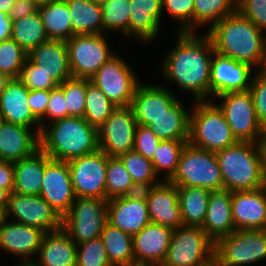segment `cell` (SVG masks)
<instances>
[{"mask_svg":"<svg viewBox=\"0 0 266 266\" xmlns=\"http://www.w3.org/2000/svg\"><path fill=\"white\" fill-rule=\"evenodd\" d=\"M266 259L265 230H235L215 242L217 266H244Z\"/></svg>","mask_w":266,"mask_h":266,"instance_id":"obj_9","label":"cell"},{"mask_svg":"<svg viewBox=\"0 0 266 266\" xmlns=\"http://www.w3.org/2000/svg\"><path fill=\"white\" fill-rule=\"evenodd\" d=\"M124 164L125 169L130 173L133 182L140 189H146L158 185L152 161L144 158L141 154L132 150L118 157ZM156 179V181H155Z\"/></svg>","mask_w":266,"mask_h":266,"instance_id":"obj_41","label":"cell"},{"mask_svg":"<svg viewBox=\"0 0 266 266\" xmlns=\"http://www.w3.org/2000/svg\"><path fill=\"white\" fill-rule=\"evenodd\" d=\"M89 81L90 79L72 77L59 85L66 100L67 117H84L86 86Z\"/></svg>","mask_w":266,"mask_h":266,"instance_id":"obj_44","label":"cell"},{"mask_svg":"<svg viewBox=\"0 0 266 266\" xmlns=\"http://www.w3.org/2000/svg\"><path fill=\"white\" fill-rule=\"evenodd\" d=\"M255 73L249 91L260 126L266 129V73L260 70Z\"/></svg>","mask_w":266,"mask_h":266,"instance_id":"obj_48","label":"cell"},{"mask_svg":"<svg viewBox=\"0 0 266 266\" xmlns=\"http://www.w3.org/2000/svg\"><path fill=\"white\" fill-rule=\"evenodd\" d=\"M160 141L161 140L150 131L148 126L137 124L134 151L141 154L144 158L151 160Z\"/></svg>","mask_w":266,"mask_h":266,"instance_id":"obj_50","label":"cell"},{"mask_svg":"<svg viewBox=\"0 0 266 266\" xmlns=\"http://www.w3.org/2000/svg\"><path fill=\"white\" fill-rule=\"evenodd\" d=\"M40 149L51 159L69 161L99 149L98 130L84 118L66 117L44 125Z\"/></svg>","mask_w":266,"mask_h":266,"instance_id":"obj_3","label":"cell"},{"mask_svg":"<svg viewBox=\"0 0 266 266\" xmlns=\"http://www.w3.org/2000/svg\"><path fill=\"white\" fill-rule=\"evenodd\" d=\"M161 85L139 83L137 86L129 106L137 124L149 126L178 100L170 88Z\"/></svg>","mask_w":266,"mask_h":266,"instance_id":"obj_20","label":"cell"},{"mask_svg":"<svg viewBox=\"0 0 266 266\" xmlns=\"http://www.w3.org/2000/svg\"><path fill=\"white\" fill-rule=\"evenodd\" d=\"M190 110L178 99L164 115L154 119L148 127L161 141L189 140Z\"/></svg>","mask_w":266,"mask_h":266,"instance_id":"obj_31","label":"cell"},{"mask_svg":"<svg viewBox=\"0 0 266 266\" xmlns=\"http://www.w3.org/2000/svg\"><path fill=\"white\" fill-rule=\"evenodd\" d=\"M164 8L181 24L179 32H194V0H162Z\"/></svg>","mask_w":266,"mask_h":266,"instance_id":"obj_46","label":"cell"},{"mask_svg":"<svg viewBox=\"0 0 266 266\" xmlns=\"http://www.w3.org/2000/svg\"><path fill=\"white\" fill-rule=\"evenodd\" d=\"M12 34V20L4 13L0 12V42L10 39Z\"/></svg>","mask_w":266,"mask_h":266,"instance_id":"obj_55","label":"cell"},{"mask_svg":"<svg viewBox=\"0 0 266 266\" xmlns=\"http://www.w3.org/2000/svg\"><path fill=\"white\" fill-rule=\"evenodd\" d=\"M29 89L19 78H11L0 95V116L2 121L33 127L40 134V121L29 107Z\"/></svg>","mask_w":266,"mask_h":266,"instance_id":"obj_24","label":"cell"},{"mask_svg":"<svg viewBox=\"0 0 266 266\" xmlns=\"http://www.w3.org/2000/svg\"><path fill=\"white\" fill-rule=\"evenodd\" d=\"M137 122L130 107H116L98 130L99 149L109 157H119L134 149Z\"/></svg>","mask_w":266,"mask_h":266,"instance_id":"obj_15","label":"cell"},{"mask_svg":"<svg viewBox=\"0 0 266 266\" xmlns=\"http://www.w3.org/2000/svg\"><path fill=\"white\" fill-rule=\"evenodd\" d=\"M141 190L118 157H109L106 171V199L132 195Z\"/></svg>","mask_w":266,"mask_h":266,"instance_id":"obj_37","label":"cell"},{"mask_svg":"<svg viewBox=\"0 0 266 266\" xmlns=\"http://www.w3.org/2000/svg\"><path fill=\"white\" fill-rule=\"evenodd\" d=\"M116 106L91 81L86 86L84 119L99 130L110 117Z\"/></svg>","mask_w":266,"mask_h":266,"instance_id":"obj_38","label":"cell"},{"mask_svg":"<svg viewBox=\"0 0 266 266\" xmlns=\"http://www.w3.org/2000/svg\"><path fill=\"white\" fill-rule=\"evenodd\" d=\"M35 266H76L77 245L61 228L45 233Z\"/></svg>","mask_w":266,"mask_h":266,"instance_id":"obj_29","label":"cell"},{"mask_svg":"<svg viewBox=\"0 0 266 266\" xmlns=\"http://www.w3.org/2000/svg\"><path fill=\"white\" fill-rule=\"evenodd\" d=\"M176 186L200 187L211 191L223 189L222 174L215 152L187 143L178 167L169 180Z\"/></svg>","mask_w":266,"mask_h":266,"instance_id":"obj_6","label":"cell"},{"mask_svg":"<svg viewBox=\"0 0 266 266\" xmlns=\"http://www.w3.org/2000/svg\"><path fill=\"white\" fill-rule=\"evenodd\" d=\"M19 79L29 90H51L58 84L48 74L40 70L29 58L23 66Z\"/></svg>","mask_w":266,"mask_h":266,"instance_id":"obj_47","label":"cell"},{"mask_svg":"<svg viewBox=\"0 0 266 266\" xmlns=\"http://www.w3.org/2000/svg\"><path fill=\"white\" fill-rule=\"evenodd\" d=\"M28 53L12 38L0 42V72L19 78Z\"/></svg>","mask_w":266,"mask_h":266,"instance_id":"obj_43","label":"cell"},{"mask_svg":"<svg viewBox=\"0 0 266 266\" xmlns=\"http://www.w3.org/2000/svg\"><path fill=\"white\" fill-rule=\"evenodd\" d=\"M38 11L39 7L32 0H15V4L9 9L7 15L15 21Z\"/></svg>","mask_w":266,"mask_h":266,"instance_id":"obj_53","label":"cell"},{"mask_svg":"<svg viewBox=\"0 0 266 266\" xmlns=\"http://www.w3.org/2000/svg\"><path fill=\"white\" fill-rule=\"evenodd\" d=\"M16 266H35L33 263H17V265Z\"/></svg>","mask_w":266,"mask_h":266,"instance_id":"obj_64","label":"cell"},{"mask_svg":"<svg viewBox=\"0 0 266 266\" xmlns=\"http://www.w3.org/2000/svg\"><path fill=\"white\" fill-rule=\"evenodd\" d=\"M215 154L222 174L223 189L236 192L266 186L258 143L238 141Z\"/></svg>","mask_w":266,"mask_h":266,"instance_id":"obj_4","label":"cell"},{"mask_svg":"<svg viewBox=\"0 0 266 266\" xmlns=\"http://www.w3.org/2000/svg\"><path fill=\"white\" fill-rule=\"evenodd\" d=\"M51 158L38 149L33 155L15 161L13 192L36 196L40 194L46 164Z\"/></svg>","mask_w":266,"mask_h":266,"instance_id":"obj_30","label":"cell"},{"mask_svg":"<svg viewBox=\"0 0 266 266\" xmlns=\"http://www.w3.org/2000/svg\"><path fill=\"white\" fill-rule=\"evenodd\" d=\"M177 190L183 225L202 226L211 190L190 186H177Z\"/></svg>","mask_w":266,"mask_h":266,"instance_id":"obj_33","label":"cell"},{"mask_svg":"<svg viewBox=\"0 0 266 266\" xmlns=\"http://www.w3.org/2000/svg\"><path fill=\"white\" fill-rule=\"evenodd\" d=\"M205 33L218 53L261 70L266 36L238 10L209 27Z\"/></svg>","mask_w":266,"mask_h":266,"instance_id":"obj_2","label":"cell"},{"mask_svg":"<svg viewBox=\"0 0 266 266\" xmlns=\"http://www.w3.org/2000/svg\"><path fill=\"white\" fill-rule=\"evenodd\" d=\"M9 200V193L3 189L0 188V206L6 207Z\"/></svg>","mask_w":266,"mask_h":266,"instance_id":"obj_58","label":"cell"},{"mask_svg":"<svg viewBox=\"0 0 266 266\" xmlns=\"http://www.w3.org/2000/svg\"><path fill=\"white\" fill-rule=\"evenodd\" d=\"M141 192L145 195L152 223L173 230L183 226L176 185L161 180L158 185L143 189Z\"/></svg>","mask_w":266,"mask_h":266,"instance_id":"obj_18","label":"cell"},{"mask_svg":"<svg viewBox=\"0 0 266 266\" xmlns=\"http://www.w3.org/2000/svg\"><path fill=\"white\" fill-rule=\"evenodd\" d=\"M6 207H1L0 206V227L6 220Z\"/></svg>","mask_w":266,"mask_h":266,"instance_id":"obj_60","label":"cell"},{"mask_svg":"<svg viewBox=\"0 0 266 266\" xmlns=\"http://www.w3.org/2000/svg\"><path fill=\"white\" fill-rule=\"evenodd\" d=\"M36 227L45 233L62 228V217L39 195L30 196L12 192L6 206V218Z\"/></svg>","mask_w":266,"mask_h":266,"instance_id":"obj_14","label":"cell"},{"mask_svg":"<svg viewBox=\"0 0 266 266\" xmlns=\"http://www.w3.org/2000/svg\"><path fill=\"white\" fill-rule=\"evenodd\" d=\"M74 35L102 34V7L91 0H66Z\"/></svg>","mask_w":266,"mask_h":266,"instance_id":"obj_32","label":"cell"},{"mask_svg":"<svg viewBox=\"0 0 266 266\" xmlns=\"http://www.w3.org/2000/svg\"><path fill=\"white\" fill-rule=\"evenodd\" d=\"M15 4V0H0V12L8 14L9 9Z\"/></svg>","mask_w":266,"mask_h":266,"instance_id":"obj_57","label":"cell"},{"mask_svg":"<svg viewBox=\"0 0 266 266\" xmlns=\"http://www.w3.org/2000/svg\"><path fill=\"white\" fill-rule=\"evenodd\" d=\"M188 141L165 140L160 141L151 159L157 176L165 171L162 181H169L175 174L181 153Z\"/></svg>","mask_w":266,"mask_h":266,"instance_id":"obj_39","label":"cell"},{"mask_svg":"<svg viewBox=\"0 0 266 266\" xmlns=\"http://www.w3.org/2000/svg\"><path fill=\"white\" fill-rule=\"evenodd\" d=\"M40 149L39 133L19 124L0 123V160L18 161Z\"/></svg>","mask_w":266,"mask_h":266,"instance_id":"obj_25","label":"cell"},{"mask_svg":"<svg viewBox=\"0 0 266 266\" xmlns=\"http://www.w3.org/2000/svg\"><path fill=\"white\" fill-rule=\"evenodd\" d=\"M193 102L195 105L190 111V145L217 152L238 142L218 104L213 100Z\"/></svg>","mask_w":266,"mask_h":266,"instance_id":"obj_5","label":"cell"},{"mask_svg":"<svg viewBox=\"0 0 266 266\" xmlns=\"http://www.w3.org/2000/svg\"><path fill=\"white\" fill-rule=\"evenodd\" d=\"M92 2H94L97 5H103L104 3H106L108 0H91Z\"/></svg>","mask_w":266,"mask_h":266,"instance_id":"obj_63","label":"cell"},{"mask_svg":"<svg viewBox=\"0 0 266 266\" xmlns=\"http://www.w3.org/2000/svg\"><path fill=\"white\" fill-rule=\"evenodd\" d=\"M103 32L121 31L129 37V0H108L102 6Z\"/></svg>","mask_w":266,"mask_h":266,"instance_id":"obj_42","label":"cell"},{"mask_svg":"<svg viewBox=\"0 0 266 266\" xmlns=\"http://www.w3.org/2000/svg\"><path fill=\"white\" fill-rule=\"evenodd\" d=\"M206 266H217V265H216V263H215V261H214V262H212V263H210V264H208V265H206Z\"/></svg>","mask_w":266,"mask_h":266,"instance_id":"obj_65","label":"cell"},{"mask_svg":"<svg viewBox=\"0 0 266 266\" xmlns=\"http://www.w3.org/2000/svg\"><path fill=\"white\" fill-rule=\"evenodd\" d=\"M237 10V0H194V32L215 23Z\"/></svg>","mask_w":266,"mask_h":266,"instance_id":"obj_40","label":"cell"},{"mask_svg":"<svg viewBox=\"0 0 266 266\" xmlns=\"http://www.w3.org/2000/svg\"><path fill=\"white\" fill-rule=\"evenodd\" d=\"M129 37L152 42L157 36L163 13L162 0H129Z\"/></svg>","mask_w":266,"mask_h":266,"instance_id":"obj_28","label":"cell"},{"mask_svg":"<svg viewBox=\"0 0 266 266\" xmlns=\"http://www.w3.org/2000/svg\"><path fill=\"white\" fill-rule=\"evenodd\" d=\"M254 68L214 50L211 60L210 97L229 92H242L251 86Z\"/></svg>","mask_w":266,"mask_h":266,"instance_id":"obj_16","label":"cell"},{"mask_svg":"<svg viewBox=\"0 0 266 266\" xmlns=\"http://www.w3.org/2000/svg\"><path fill=\"white\" fill-rule=\"evenodd\" d=\"M175 47L163 62L162 74L178 88L193 92L195 101L210 100V74L213 44L210 37L195 32H178Z\"/></svg>","mask_w":266,"mask_h":266,"instance_id":"obj_1","label":"cell"},{"mask_svg":"<svg viewBox=\"0 0 266 266\" xmlns=\"http://www.w3.org/2000/svg\"><path fill=\"white\" fill-rule=\"evenodd\" d=\"M50 90H30L29 107L32 114L40 121L46 113Z\"/></svg>","mask_w":266,"mask_h":266,"instance_id":"obj_52","label":"cell"},{"mask_svg":"<svg viewBox=\"0 0 266 266\" xmlns=\"http://www.w3.org/2000/svg\"><path fill=\"white\" fill-rule=\"evenodd\" d=\"M42 181L39 196L63 217L76 198L68 162L51 159L46 164Z\"/></svg>","mask_w":266,"mask_h":266,"instance_id":"obj_17","label":"cell"},{"mask_svg":"<svg viewBox=\"0 0 266 266\" xmlns=\"http://www.w3.org/2000/svg\"><path fill=\"white\" fill-rule=\"evenodd\" d=\"M76 266H112L100 237L77 245Z\"/></svg>","mask_w":266,"mask_h":266,"instance_id":"obj_45","label":"cell"},{"mask_svg":"<svg viewBox=\"0 0 266 266\" xmlns=\"http://www.w3.org/2000/svg\"><path fill=\"white\" fill-rule=\"evenodd\" d=\"M28 58L58 85L72 78L66 41L48 39L33 48Z\"/></svg>","mask_w":266,"mask_h":266,"instance_id":"obj_26","label":"cell"},{"mask_svg":"<svg viewBox=\"0 0 266 266\" xmlns=\"http://www.w3.org/2000/svg\"><path fill=\"white\" fill-rule=\"evenodd\" d=\"M120 55H113L92 76L94 83L116 107H129L139 85L137 75Z\"/></svg>","mask_w":266,"mask_h":266,"instance_id":"obj_11","label":"cell"},{"mask_svg":"<svg viewBox=\"0 0 266 266\" xmlns=\"http://www.w3.org/2000/svg\"><path fill=\"white\" fill-rule=\"evenodd\" d=\"M48 39L67 41L73 36L70 11L66 0H55L39 7Z\"/></svg>","mask_w":266,"mask_h":266,"instance_id":"obj_35","label":"cell"},{"mask_svg":"<svg viewBox=\"0 0 266 266\" xmlns=\"http://www.w3.org/2000/svg\"><path fill=\"white\" fill-rule=\"evenodd\" d=\"M215 243L201 226L173 230L166 257L160 266H206L214 262Z\"/></svg>","mask_w":266,"mask_h":266,"instance_id":"obj_7","label":"cell"},{"mask_svg":"<svg viewBox=\"0 0 266 266\" xmlns=\"http://www.w3.org/2000/svg\"><path fill=\"white\" fill-rule=\"evenodd\" d=\"M44 235L41 229L6 219L0 227V248L20 257L21 263H32Z\"/></svg>","mask_w":266,"mask_h":266,"instance_id":"obj_23","label":"cell"},{"mask_svg":"<svg viewBox=\"0 0 266 266\" xmlns=\"http://www.w3.org/2000/svg\"><path fill=\"white\" fill-rule=\"evenodd\" d=\"M222 100L218 107L223 111L233 135L238 141L258 143L263 128L256 117L250 91L229 92L214 97Z\"/></svg>","mask_w":266,"mask_h":266,"instance_id":"obj_12","label":"cell"},{"mask_svg":"<svg viewBox=\"0 0 266 266\" xmlns=\"http://www.w3.org/2000/svg\"><path fill=\"white\" fill-rule=\"evenodd\" d=\"M173 229L150 222L132 236L135 266H160L170 245Z\"/></svg>","mask_w":266,"mask_h":266,"instance_id":"obj_21","label":"cell"},{"mask_svg":"<svg viewBox=\"0 0 266 266\" xmlns=\"http://www.w3.org/2000/svg\"><path fill=\"white\" fill-rule=\"evenodd\" d=\"M231 194L227 189L211 191L204 223L201 226L215 243L235 231L232 219Z\"/></svg>","mask_w":266,"mask_h":266,"instance_id":"obj_27","label":"cell"},{"mask_svg":"<svg viewBox=\"0 0 266 266\" xmlns=\"http://www.w3.org/2000/svg\"><path fill=\"white\" fill-rule=\"evenodd\" d=\"M150 222L147 201L141 191L108 200V223L112 226L133 236Z\"/></svg>","mask_w":266,"mask_h":266,"instance_id":"obj_19","label":"cell"},{"mask_svg":"<svg viewBox=\"0 0 266 266\" xmlns=\"http://www.w3.org/2000/svg\"><path fill=\"white\" fill-rule=\"evenodd\" d=\"M108 156L100 149L68 161L76 197L106 199Z\"/></svg>","mask_w":266,"mask_h":266,"instance_id":"obj_13","label":"cell"},{"mask_svg":"<svg viewBox=\"0 0 266 266\" xmlns=\"http://www.w3.org/2000/svg\"><path fill=\"white\" fill-rule=\"evenodd\" d=\"M99 237L112 266H135L132 235L107 223Z\"/></svg>","mask_w":266,"mask_h":266,"instance_id":"obj_34","label":"cell"},{"mask_svg":"<svg viewBox=\"0 0 266 266\" xmlns=\"http://www.w3.org/2000/svg\"><path fill=\"white\" fill-rule=\"evenodd\" d=\"M108 223V200L76 197L62 217V229L78 245L99 238Z\"/></svg>","mask_w":266,"mask_h":266,"instance_id":"obj_8","label":"cell"},{"mask_svg":"<svg viewBox=\"0 0 266 266\" xmlns=\"http://www.w3.org/2000/svg\"><path fill=\"white\" fill-rule=\"evenodd\" d=\"M11 38L27 53L48 40L39 11L32 15L12 21Z\"/></svg>","mask_w":266,"mask_h":266,"instance_id":"obj_36","label":"cell"},{"mask_svg":"<svg viewBox=\"0 0 266 266\" xmlns=\"http://www.w3.org/2000/svg\"><path fill=\"white\" fill-rule=\"evenodd\" d=\"M73 78L91 79L114 52L102 34L74 35L66 41Z\"/></svg>","mask_w":266,"mask_h":266,"instance_id":"obj_10","label":"cell"},{"mask_svg":"<svg viewBox=\"0 0 266 266\" xmlns=\"http://www.w3.org/2000/svg\"><path fill=\"white\" fill-rule=\"evenodd\" d=\"M0 188L9 194L14 189V163L12 161L0 160Z\"/></svg>","mask_w":266,"mask_h":266,"instance_id":"obj_54","label":"cell"},{"mask_svg":"<svg viewBox=\"0 0 266 266\" xmlns=\"http://www.w3.org/2000/svg\"><path fill=\"white\" fill-rule=\"evenodd\" d=\"M66 100L63 89L58 85L50 90L49 102L46 108L45 116L40 120L41 129L46 124V117L51 119V122L67 117Z\"/></svg>","mask_w":266,"mask_h":266,"instance_id":"obj_51","label":"cell"},{"mask_svg":"<svg viewBox=\"0 0 266 266\" xmlns=\"http://www.w3.org/2000/svg\"><path fill=\"white\" fill-rule=\"evenodd\" d=\"M260 71H263L264 73H266V43H265V56H264V62L262 65V68Z\"/></svg>","mask_w":266,"mask_h":266,"instance_id":"obj_62","label":"cell"},{"mask_svg":"<svg viewBox=\"0 0 266 266\" xmlns=\"http://www.w3.org/2000/svg\"><path fill=\"white\" fill-rule=\"evenodd\" d=\"M38 7L44 6L48 4L49 2L55 1V0H32Z\"/></svg>","mask_w":266,"mask_h":266,"instance_id":"obj_61","label":"cell"},{"mask_svg":"<svg viewBox=\"0 0 266 266\" xmlns=\"http://www.w3.org/2000/svg\"><path fill=\"white\" fill-rule=\"evenodd\" d=\"M237 10L260 30L266 31V0H237Z\"/></svg>","mask_w":266,"mask_h":266,"instance_id":"obj_49","label":"cell"},{"mask_svg":"<svg viewBox=\"0 0 266 266\" xmlns=\"http://www.w3.org/2000/svg\"><path fill=\"white\" fill-rule=\"evenodd\" d=\"M232 219L236 230L266 229V186L231 194Z\"/></svg>","mask_w":266,"mask_h":266,"instance_id":"obj_22","label":"cell"},{"mask_svg":"<svg viewBox=\"0 0 266 266\" xmlns=\"http://www.w3.org/2000/svg\"><path fill=\"white\" fill-rule=\"evenodd\" d=\"M11 79L7 74L0 72V95L5 89L6 84Z\"/></svg>","mask_w":266,"mask_h":266,"instance_id":"obj_59","label":"cell"},{"mask_svg":"<svg viewBox=\"0 0 266 266\" xmlns=\"http://www.w3.org/2000/svg\"><path fill=\"white\" fill-rule=\"evenodd\" d=\"M259 148L262 156V166L264 175L266 177V129H263L261 137L259 138Z\"/></svg>","mask_w":266,"mask_h":266,"instance_id":"obj_56","label":"cell"}]
</instances>
